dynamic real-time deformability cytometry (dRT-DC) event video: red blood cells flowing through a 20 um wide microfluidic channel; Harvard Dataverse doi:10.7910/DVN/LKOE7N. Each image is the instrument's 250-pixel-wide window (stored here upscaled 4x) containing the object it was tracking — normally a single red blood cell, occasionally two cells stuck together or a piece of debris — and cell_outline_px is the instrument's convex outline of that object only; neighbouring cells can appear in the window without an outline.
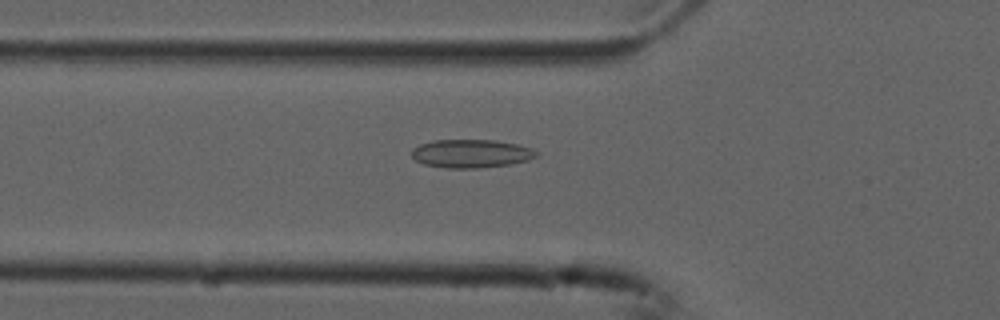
{"species": "common noctule bat (a hibernating species)", "species_latin": "Nyctalus noctula", "temperature_condition": "cold", "stored_images_in_passage": 54, "camera_frame_rate_fps": 3000, "um_per_image_px": 0.085, "animal": {"sex": "male", "forearm_length_mm": 52.5}, "frame": {"image": 1, "passage_image": 19, "time_ms": 6.0, "image_size_px": [1000, 320], "cell_outline_px": [[540, 152], [536, 156], [528, 160], [508, 164], [480, 168], [444, 168], [424, 164], [416, 160], [412, 156], [412, 148], [420, 144], [432, 140], [492, 140], [516, 144], [532, 148]], "centroid_in_image_um": [40.03, 13.05], "position_along_channel_um": 85.8, "area_um2": 20.58}}
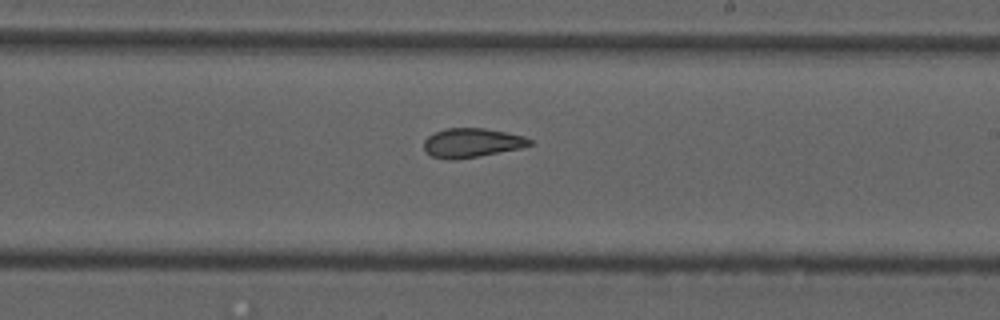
{"frame": {"image": 2, "passage_image": 32, "time_ms": 10.333, "image_size_px": [1000, 320], "cell_outline_px": [[532, 144], [520, 148], [476, 156], [452, 160], [448, 160], [432, 156], [424, 148], [424, 140], [428, 136], [444, 128], [484, 128], [524, 136], [532, 140]], "centroid_in_image_um": [40.08, 12.13], "position_along_channel_um": 248.9, "area_um2": 17.69}}
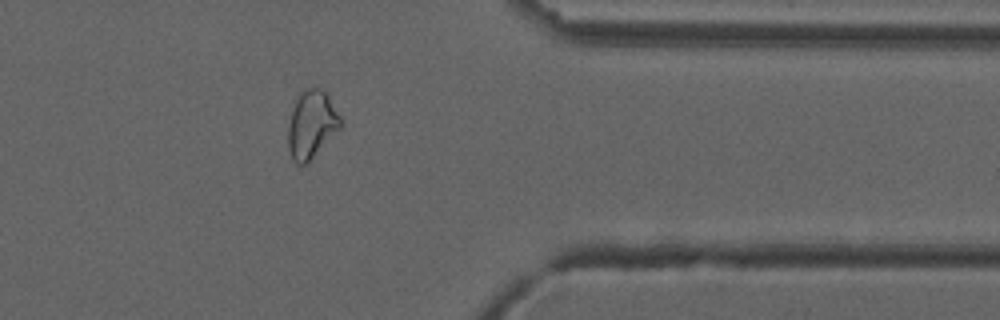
{"frame": {"image": 3, "passage_image": 44, "time_ms": 14.333, "image_size_px": [1000, 320], "cell_outline_px": [[344, 124], [308, 164], [296, 164], [292, 160], [288, 148], [288, 124], [292, 108], [300, 92], [308, 88], [320, 88], [328, 92], [344, 120]], "centroid_in_image_um": [26.53, 10.57], "position_along_channel_um": 384.9, "area_um2": 21.39}, "authors_computed_cell_mechanics": {"area_um2": 20.6924, "velocity_mm_per_s": 3.7574, "shape_relaxation_time_tau1_ms": null, "shape_relaxation_time_tau2_ms": 2.8865, "deformation_change_tau1": null, "deformation_change_tau2": 0.0885}}